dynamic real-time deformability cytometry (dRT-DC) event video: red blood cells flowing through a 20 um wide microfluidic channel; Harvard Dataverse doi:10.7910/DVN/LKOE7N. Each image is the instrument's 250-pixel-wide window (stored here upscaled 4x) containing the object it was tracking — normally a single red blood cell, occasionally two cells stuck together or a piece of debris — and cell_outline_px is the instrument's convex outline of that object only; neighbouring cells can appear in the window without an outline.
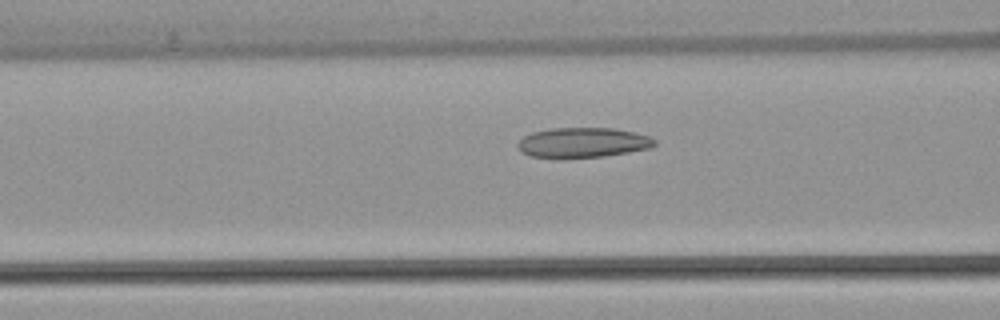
{"species": "common noctule bat (a hibernating species)", "species_latin": "Nyctalus noctula", "temperature_condition": "warm", "stored_images_in_passage": 34, "camera_frame_rate_fps": 3000, "um_per_image_px": 0.085, "animal": {"sex": "female", "body_mass_g": 22.7, "forearm_length_mm": 54.2}, "frame": {"image": 1, "passage_image": 12, "time_ms": 3.667, "image_size_px": [1000, 320], "cell_outline_px": [[656, 144], [652, 148], [604, 156], [564, 160], [556, 160], [528, 156], [520, 152], [516, 144], [524, 136], [532, 132], [552, 128], [612, 128], [632, 132], [648, 136], [656, 140]], "centroid_in_image_um": [49.46, 12.16], "position_along_channel_um": 117.1, "area_um2": 24.62}}
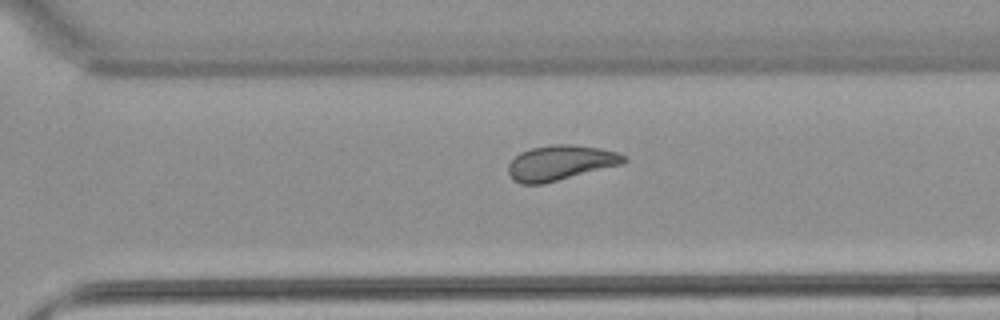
{"frame": {"image": 2, "passage_image": 28, "time_ms": 9.0, "image_size_px": [1000, 320], "cell_outline_px": [[628, 160], [624, 164], [544, 184], [520, 184], [512, 180], [508, 172], [508, 164], [520, 152], [532, 148], [552, 144], [568, 144], [600, 148], [616, 152], [624, 156]], "centroid_in_image_um": [47.63, 13.85], "position_along_channel_um": 323.0, "area_um2": 23.76}}
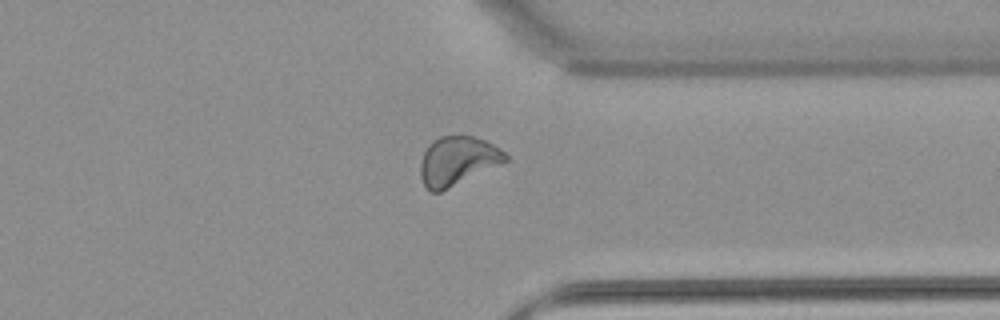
{"frame": {"image": 3, "passage_image": 32, "time_ms": 10.333, "image_size_px": [1000, 320], "cell_outline_px": [[508, 160], [440, 192], [432, 192], [424, 184], [420, 176], [420, 164], [424, 152], [428, 144], [432, 140], [440, 136], [472, 136], [484, 140], [500, 148], [508, 156]], "centroid_in_image_um": [38.86, 13.66], "position_along_channel_um": 372.5, "area_um2": 23.87}}